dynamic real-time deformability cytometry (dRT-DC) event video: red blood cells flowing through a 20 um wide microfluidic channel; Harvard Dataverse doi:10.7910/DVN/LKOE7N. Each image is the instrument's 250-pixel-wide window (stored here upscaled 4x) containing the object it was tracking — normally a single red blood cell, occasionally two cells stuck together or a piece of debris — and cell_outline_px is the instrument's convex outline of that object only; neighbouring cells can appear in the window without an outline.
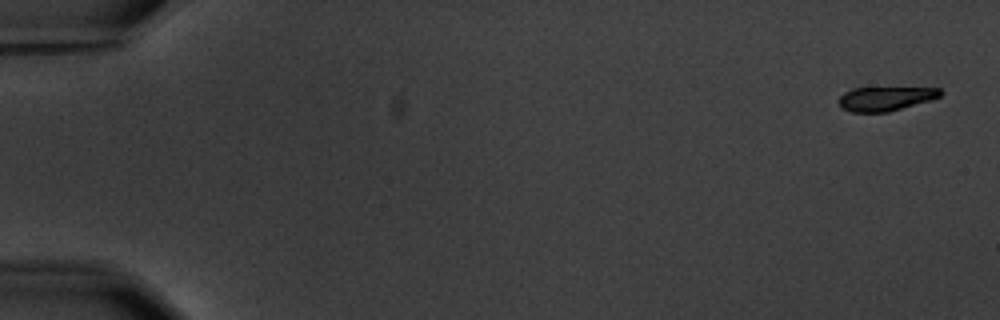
{"species": "common noctule bat (a hibernating species)", "species_latin": "Nyctalus noctula", "temperature_condition": "warm", "stored_images_in_passage": 5, "camera_frame_rate_fps": 3000, "um_per_image_px": 0.085, "animal": {"sex": "male", "body_mass_g": 20.1, "forearm_length_mm": 53.5}, "frame": {"image": 1, "passage_image": 1, "time_ms": 0.0, "image_size_px": [1000, 320], "cell_outline_px": [[944, 92], [940, 96], [932, 100], [888, 112], [852, 112], [840, 108], [836, 100], [844, 92], [852, 88], [940, 88]], "centroid_in_image_um": [75.23, 8.39], "position_along_channel_um": 9.8, "area_um2": 14.45}}
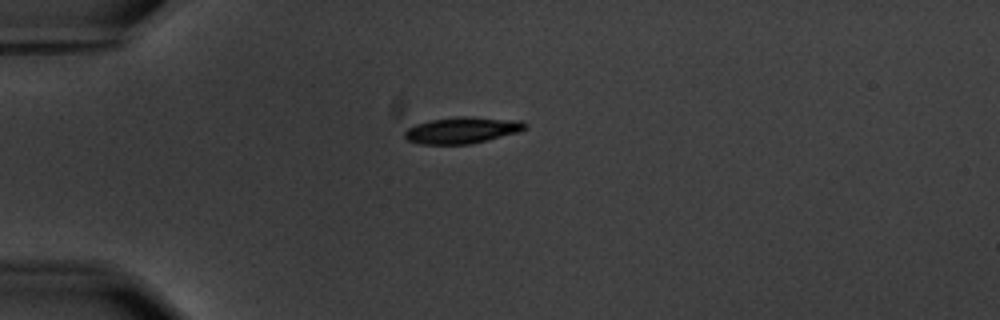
{"frame": {"image": 2, "passage_image": 5, "time_ms": 4.667, "image_size_px": [1000, 320], "cell_outline_px": [[528, 128], [520, 132], [472, 144], [420, 144], [408, 140], [404, 136], [404, 132], [408, 128], [416, 124], [432, 120], [460, 116], [468, 116], [520, 120], [528, 124]], "centroid_in_image_um": [39.34, 11.07], "position_along_channel_um": 45.7, "area_um2": 18.67}}